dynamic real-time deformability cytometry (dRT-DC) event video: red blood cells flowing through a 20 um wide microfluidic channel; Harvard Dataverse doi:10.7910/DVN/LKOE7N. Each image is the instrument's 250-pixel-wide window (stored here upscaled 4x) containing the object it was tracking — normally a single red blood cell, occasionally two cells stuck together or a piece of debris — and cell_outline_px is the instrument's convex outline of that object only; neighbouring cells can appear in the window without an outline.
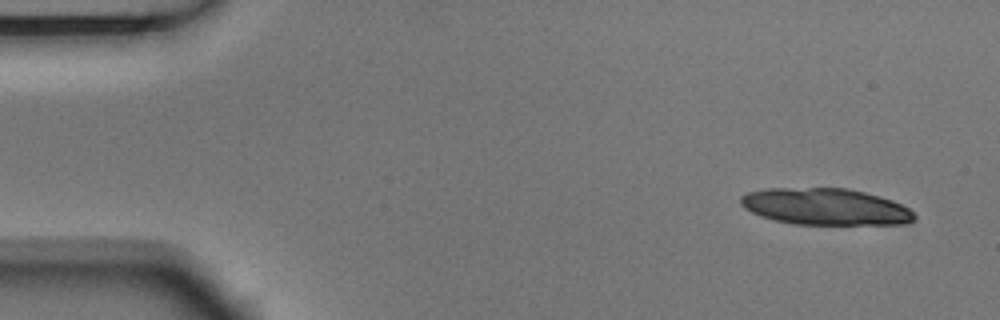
{"species": "Egyptian fruit bat (a non-hibernating species)", "species_latin": "Rousettus aegyptiacus", "temperature_condition": "room temperature", "stored_images_in_passage": 5, "camera_frame_rate_fps": 3000, "um_per_image_px": 0.085, "animal": {"sex": "male"}, "frame": {"image": 1, "passage_image": 1, "time_ms": 0.0, "image_size_px": [1000, 320], "cell_outline_px": [[916, 216], [912, 220], [904, 224], [792, 224], [760, 216], [744, 208], [740, 204], [740, 196], [748, 192], [768, 188], [848, 188], [880, 196], [892, 200], [908, 208]], "centroid_in_image_um": [70.13, 17.56], "position_along_channel_um": 14.9, "area_um2": 36.99}}
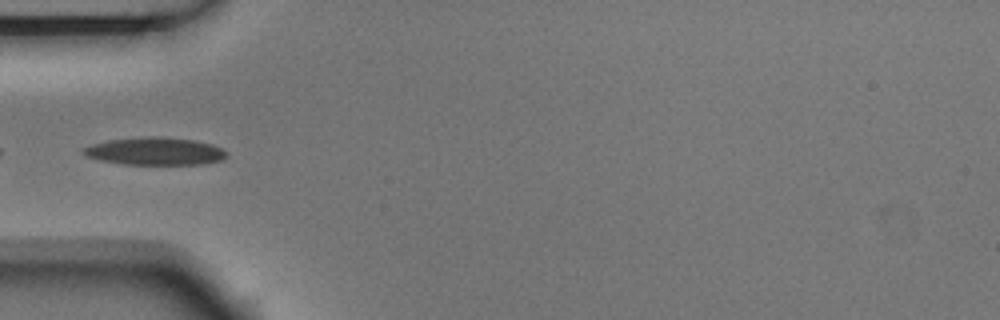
{"frame": {"image": 2, "passage_image": 5, "time_ms": 1.333, "image_size_px": [1000, 320], "cell_outline_px": [[228, 156], [224, 160], [200, 164], [124, 164], [100, 160], [88, 156], [80, 152], [84, 148], [92, 144], [108, 140], [152, 136], [156, 136], [192, 140], [212, 144], [228, 152]], "centroid_in_image_um": [13.2, 12.86], "position_along_channel_um": 71.8, "area_um2": 22.89}}